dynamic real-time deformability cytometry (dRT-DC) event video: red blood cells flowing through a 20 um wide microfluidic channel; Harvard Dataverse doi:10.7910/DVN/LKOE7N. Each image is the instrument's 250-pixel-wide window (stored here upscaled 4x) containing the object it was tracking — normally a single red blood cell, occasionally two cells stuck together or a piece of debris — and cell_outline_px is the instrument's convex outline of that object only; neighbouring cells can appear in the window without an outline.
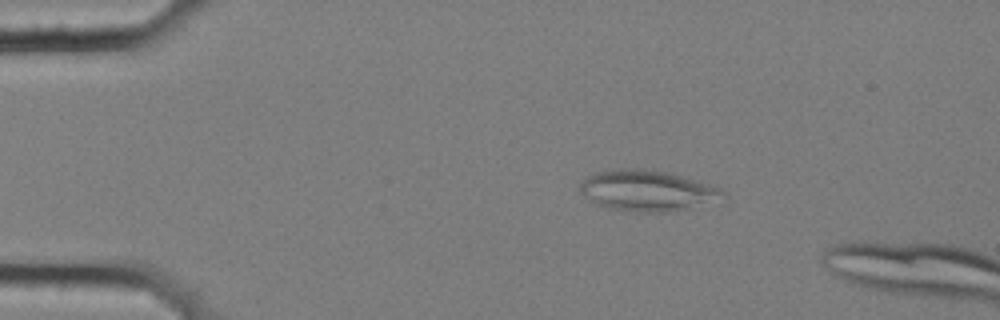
{"species": "common noctule bat (a hibernating species)", "species_latin": "Nyctalus noctula", "temperature_condition": "cold", "stored_images_in_passage": 3, "camera_frame_rate_fps": 3000, "um_per_image_px": 0.085, "animal": {"sex": "female", "body_mass_g": 25.1}, "frame": {"image": 1, "passage_image": 1, "time_ms": 0.0, "image_size_px": [1000, 320], "cell_outline_px": [[728, 196], [724, 204], [660, 212], [640, 212], [608, 208], [596, 204], [584, 196], [580, 192], [580, 184], [588, 176], [596, 172], [620, 168], [636, 168], [664, 172], [680, 176], [708, 184], [720, 188]], "centroid_in_image_um": [55.14, 16.24], "position_along_channel_um": 29.9, "area_um2": 34.45}}